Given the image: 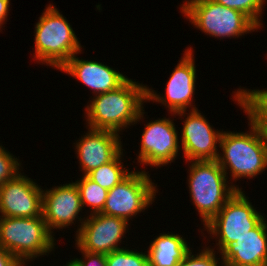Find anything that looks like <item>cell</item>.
<instances>
[{"instance_id": "cell-5", "label": "cell", "mask_w": 267, "mask_h": 266, "mask_svg": "<svg viewBox=\"0 0 267 266\" xmlns=\"http://www.w3.org/2000/svg\"><path fill=\"white\" fill-rule=\"evenodd\" d=\"M53 236L43 217L0 216V246L23 266L27 265V261L29 263L33 258L54 250L56 240Z\"/></svg>"}, {"instance_id": "cell-15", "label": "cell", "mask_w": 267, "mask_h": 266, "mask_svg": "<svg viewBox=\"0 0 267 266\" xmlns=\"http://www.w3.org/2000/svg\"><path fill=\"white\" fill-rule=\"evenodd\" d=\"M85 134L75 144L80 171L83 175L112 161L124 150L119 133L88 127V132Z\"/></svg>"}, {"instance_id": "cell-6", "label": "cell", "mask_w": 267, "mask_h": 266, "mask_svg": "<svg viewBox=\"0 0 267 266\" xmlns=\"http://www.w3.org/2000/svg\"><path fill=\"white\" fill-rule=\"evenodd\" d=\"M181 13L197 29L215 38H238L259 28L242 12L213 0H186Z\"/></svg>"}, {"instance_id": "cell-17", "label": "cell", "mask_w": 267, "mask_h": 266, "mask_svg": "<svg viewBox=\"0 0 267 266\" xmlns=\"http://www.w3.org/2000/svg\"><path fill=\"white\" fill-rule=\"evenodd\" d=\"M265 219L220 253L223 266H267V221Z\"/></svg>"}, {"instance_id": "cell-20", "label": "cell", "mask_w": 267, "mask_h": 266, "mask_svg": "<svg viewBox=\"0 0 267 266\" xmlns=\"http://www.w3.org/2000/svg\"><path fill=\"white\" fill-rule=\"evenodd\" d=\"M123 156L122 150L112 161L92 170L87 176L102 188L112 189L131 173L121 162Z\"/></svg>"}, {"instance_id": "cell-1", "label": "cell", "mask_w": 267, "mask_h": 266, "mask_svg": "<svg viewBox=\"0 0 267 266\" xmlns=\"http://www.w3.org/2000/svg\"><path fill=\"white\" fill-rule=\"evenodd\" d=\"M146 95L147 85L129 78L117 89L95 95L85 108L87 126L121 134L144 118Z\"/></svg>"}, {"instance_id": "cell-23", "label": "cell", "mask_w": 267, "mask_h": 266, "mask_svg": "<svg viewBox=\"0 0 267 266\" xmlns=\"http://www.w3.org/2000/svg\"><path fill=\"white\" fill-rule=\"evenodd\" d=\"M106 266H149L147 252L121 248L106 255Z\"/></svg>"}, {"instance_id": "cell-11", "label": "cell", "mask_w": 267, "mask_h": 266, "mask_svg": "<svg viewBox=\"0 0 267 266\" xmlns=\"http://www.w3.org/2000/svg\"><path fill=\"white\" fill-rule=\"evenodd\" d=\"M173 120L161 118L149 121L141 134L140 152L137 162L142 166L164 167L174 162L181 148Z\"/></svg>"}, {"instance_id": "cell-22", "label": "cell", "mask_w": 267, "mask_h": 266, "mask_svg": "<svg viewBox=\"0 0 267 266\" xmlns=\"http://www.w3.org/2000/svg\"><path fill=\"white\" fill-rule=\"evenodd\" d=\"M225 7L235 9L245 14L260 30L262 25V10L265 0H213ZM261 17V18H260Z\"/></svg>"}, {"instance_id": "cell-16", "label": "cell", "mask_w": 267, "mask_h": 266, "mask_svg": "<svg viewBox=\"0 0 267 266\" xmlns=\"http://www.w3.org/2000/svg\"><path fill=\"white\" fill-rule=\"evenodd\" d=\"M76 53L59 70L89 87L94 95L117 89L128 78L102 62L79 59Z\"/></svg>"}, {"instance_id": "cell-3", "label": "cell", "mask_w": 267, "mask_h": 266, "mask_svg": "<svg viewBox=\"0 0 267 266\" xmlns=\"http://www.w3.org/2000/svg\"><path fill=\"white\" fill-rule=\"evenodd\" d=\"M188 164L187 184L190 199H192L205 227L224 207L227 200L242 188L233 182H230L231 185L228 183L229 177L225 175L216 160L189 161Z\"/></svg>"}, {"instance_id": "cell-10", "label": "cell", "mask_w": 267, "mask_h": 266, "mask_svg": "<svg viewBox=\"0 0 267 266\" xmlns=\"http://www.w3.org/2000/svg\"><path fill=\"white\" fill-rule=\"evenodd\" d=\"M182 54L181 60L172 71L168 82L166 83L165 95L160 96L155 90L147 86V101L161 103L171 114L186 111L187 108L197 110L193 104L196 84V66L192 48L188 46ZM190 106V107H189ZM173 112V113H172Z\"/></svg>"}, {"instance_id": "cell-13", "label": "cell", "mask_w": 267, "mask_h": 266, "mask_svg": "<svg viewBox=\"0 0 267 266\" xmlns=\"http://www.w3.org/2000/svg\"><path fill=\"white\" fill-rule=\"evenodd\" d=\"M43 189L19 173L0 187V216L43 217Z\"/></svg>"}, {"instance_id": "cell-8", "label": "cell", "mask_w": 267, "mask_h": 266, "mask_svg": "<svg viewBox=\"0 0 267 266\" xmlns=\"http://www.w3.org/2000/svg\"><path fill=\"white\" fill-rule=\"evenodd\" d=\"M154 184L145 170L131 171L124 180L108 190L101 213L120 217L129 222L133 216L153 204L156 193H158L157 184H155L156 186Z\"/></svg>"}, {"instance_id": "cell-19", "label": "cell", "mask_w": 267, "mask_h": 266, "mask_svg": "<svg viewBox=\"0 0 267 266\" xmlns=\"http://www.w3.org/2000/svg\"><path fill=\"white\" fill-rule=\"evenodd\" d=\"M234 93L233 101L244 110L249 122L267 136V90L239 88Z\"/></svg>"}, {"instance_id": "cell-28", "label": "cell", "mask_w": 267, "mask_h": 266, "mask_svg": "<svg viewBox=\"0 0 267 266\" xmlns=\"http://www.w3.org/2000/svg\"><path fill=\"white\" fill-rule=\"evenodd\" d=\"M9 7H10V0H0V29L5 24V20L7 21L9 13L8 11H10Z\"/></svg>"}, {"instance_id": "cell-21", "label": "cell", "mask_w": 267, "mask_h": 266, "mask_svg": "<svg viewBox=\"0 0 267 266\" xmlns=\"http://www.w3.org/2000/svg\"><path fill=\"white\" fill-rule=\"evenodd\" d=\"M79 190L82 207L90 208V215L101 213L107 199L108 190L102 188L87 175L74 182Z\"/></svg>"}, {"instance_id": "cell-14", "label": "cell", "mask_w": 267, "mask_h": 266, "mask_svg": "<svg viewBox=\"0 0 267 266\" xmlns=\"http://www.w3.org/2000/svg\"><path fill=\"white\" fill-rule=\"evenodd\" d=\"M82 208L80 193L73 181L43 190L42 216L52 234L53 229L63 230L76 223Z\"/></svg>"}, {"instance_id": "cell-26", "label": "cell", "mask_w": 267, "mask_h": 266, "mask_svg": "<svg viewBox=\"0 0 267 266\" xmlns=\"http://www.w3.org/2000/svg\"><path fill=\"white\" fill-rule=\"evenodd\" d=\"M75 247H77L76 248L77 250H80L83 258L82 259L81 257L79 259L74 258L68 261L67 264L69 266H106V255L105 254L83 251L78 246H75Z\"/></svg>"}, {"instance_id": "cell-4", "label": "cell", "mask_w": 267, "mask_h": 266, "mask_svg": "<svg viewBox=\"0 0 267 266\" xmlns=\"http://www.w3.org/2000/svg\"><path fill=\"white\" fill-rule=\"evenodd\" d=\"M34 57L36 62L60 69L76 53L81 52L72 26L51 3L44 9L35 24Z\"/></svg>"}, {"instance_id": "cell-25", "label": "cell", "mask_w": 267, "mask_h": 266, "mask_svg": "<svg viewBox=\"0 0 267 266\" xmlns=\"http://www.w3.org/2000/svg\"><path fill=\"white\" fill-rule=\"evenodd\" d=\"M214 249L208 246L194 255L192 250H190L177 266H220L219 263L223 266L222 262L218 261L220 258H217L215 255L216 251Z\"/></svg>"}, {"instance_id": "cell-7", "label": "cell", "mask_w": 267, "mask_h": 266, "mask_svg": "<svg viewBox=\"0 0 267 266\" xmlns=\"http://www.w3.org/2000/svg\"><path fill=\"white\" fill-rule=\"evenodd\" d=\"M264 218L252 206L244 191L237 190L204 229L212 234L211 239H218L215 244L218 253H221L228 245L254 229Z\"/></svg>"}, {"instance_id": "cell-27", "label": "cell", "mask_w": 267, "mask_h": 266, "mask_svg": "<svg viewBox=\"0 0 267 266\" xmlns=\"http://www.w3.org/2000/svg\"><path fill=\"white\" fill-rule=\"evenodd\" d=\"M0 266H23L11 253L0 246Z\"/></svg>"}, {"instance_id": "cell-2", "label": "cell", "mask_w": 267, "mask_h": 266, "mask_svg": "<svg viewBox=\"0 0 267 266\" xmlns=\"http://www.w3.org/2000/svg\"><path fill=\"white\" fill-rule=\"evenodd\" d=\"M250 132L223 131L218 145L217 162L231 179L255 178L267 169V136L251 122Z\"/></svg>"}, {"instance_id": "cell-12", "label": "cell", "mask_w": 267, "mask_h": 266, "mask_svg": "<svg viewBox=\"0 0 267 266\" xmlns=\"http://www.w3.org/2000/svg\"><path fill=\"white\" fill-rule=\"evenodd\" d=\"M200 111L190 110L186 117V111L175 113V115L183 118V126L181 130V150L183 158L188 161H206L217 160L218 146L220 137L223 132L215 130L204 115ZM217 144V145H216Z\"/></svg>"}, {"instance_id": "cell-18", "label": "cell", "mask_w": 267, "mask_h": 266, "mask_svg": "<svg viewBox=\"0 0 267 266\" xmlns=\"http://www.w3.org/2000/svg\"><path fill=\"white\" fill-rule=\"evenodd\" d=\"M187 243L179 234L160 233L147 250L149 266H177L191 250Z\"/></svg>"}, {"instance_id": "cell-9", "label": "cell", "mask_w": 267, "mask_h": 266, "mask_svg": "<svg viewBox=\"0 0 267 266\" xmlns=\"http://www.w3.org/2000/svg\"><path fill=\"white\" fill-rule=\"evenodd\" d=\"M78 219L81 224L76 231L75 245L83 251L107 255L114 250L124 248L118 245L129 229L127 220L102 213Z\"/></svg>"}, {"instance_id": "cell-24", "label": "cell", "mask_w": 267, "mask_h": 266, "mask_svg": "<svg viewBox=\"0 0 267 266\" xmlns=\"http://www.w3.org/2000/svg\"><path fill=\"white\" fill-rule=\"evenodd\" d=\"M21 165L17 157L0 145V187L20 173Z\"/></svg>"}]
</instances>
